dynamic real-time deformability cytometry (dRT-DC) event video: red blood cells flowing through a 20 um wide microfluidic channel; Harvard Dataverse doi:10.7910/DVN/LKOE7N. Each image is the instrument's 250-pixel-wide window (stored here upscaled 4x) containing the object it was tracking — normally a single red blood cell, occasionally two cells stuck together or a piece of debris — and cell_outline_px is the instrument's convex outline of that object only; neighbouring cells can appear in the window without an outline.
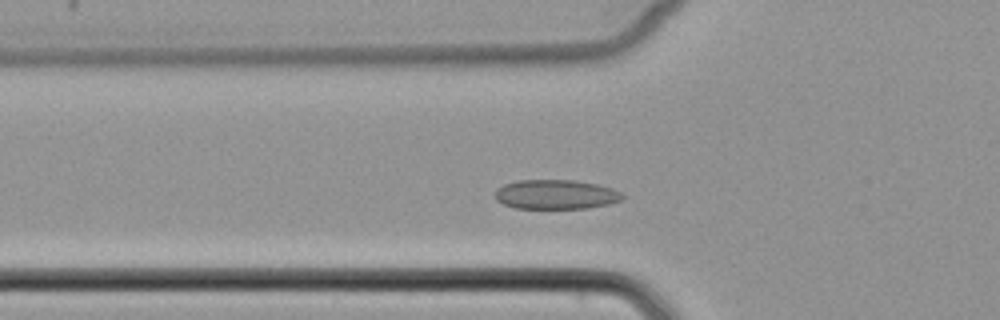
{"species": "common noctule bat (a hibernating species)", "species_latin": "Nyctalus noctula", "temperature_condition": "cold", "stored_images_in_passage": 41, "camera_frame_rate_fps": 3000, "um_per_image_px": 0.085, "animal": {"sex": "female", "body_mass_g": 22.7, "forearm_length_mm": 54.2}, "frame": {"image": 1, "passage_image": 7, "time_ms": 2.0, "image_size_px": [1000, 320], "cell_outline_px": [[624, 196], [620, 200], [608, 204], [588, 208], [512, 208], [496, 200], [496, 188], [504, 184], [520, 180], [572, 180], [596, 184], [612, 188], [620, 192]], "centroid_in_image_um": [47.22, 16.53], "position_along_channel_um": 78.6, "area_um2": 21.73}}
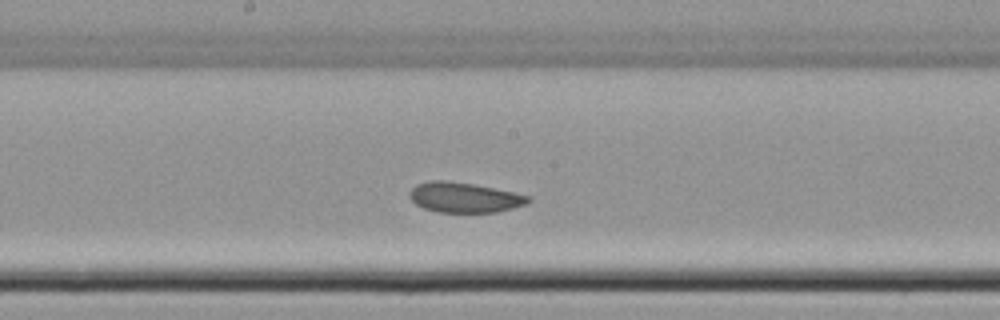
{"frame": {"image": 2, "passage_image": 17, "time_ms": 5.333, "image_size_px": [1000, 320], "cell_outline_px": [[532, 200], [528, 204], [496, 212], [436, 212], [424, 208], [416, 204], [408, 196], [408, 192], [416, 184], [432, 180], [444, 180], [472, 184], [532, 196]], "centroid_in_image_um": [39.46, 16.78], "position_along_channel_um": 208.7, "area_um2": 20.81}}
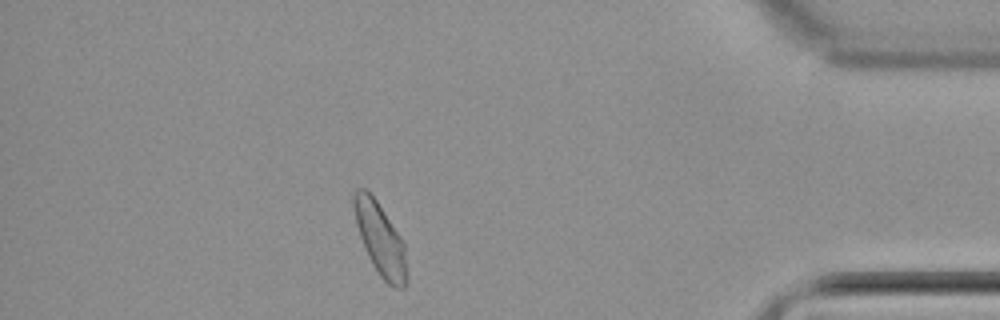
{"frame": {"image": 3, "passage_image": 35, "time_ms": 11.333, "image_size_px": [1000, 320], "cell_outline_px": [[408, 284], [404, 288], [396, 288], [388, 284], [376, 272], [364, 248], [356, 224], [352, 204], [352, 192], [356, 188], [364, 188], [376, 200], [400, 236], [404, 244], [408, 280]], "centroid_in_image_um": [32.31, 20.35], "position_along_channel_um": 402.9, "area_um2": 22.43}}